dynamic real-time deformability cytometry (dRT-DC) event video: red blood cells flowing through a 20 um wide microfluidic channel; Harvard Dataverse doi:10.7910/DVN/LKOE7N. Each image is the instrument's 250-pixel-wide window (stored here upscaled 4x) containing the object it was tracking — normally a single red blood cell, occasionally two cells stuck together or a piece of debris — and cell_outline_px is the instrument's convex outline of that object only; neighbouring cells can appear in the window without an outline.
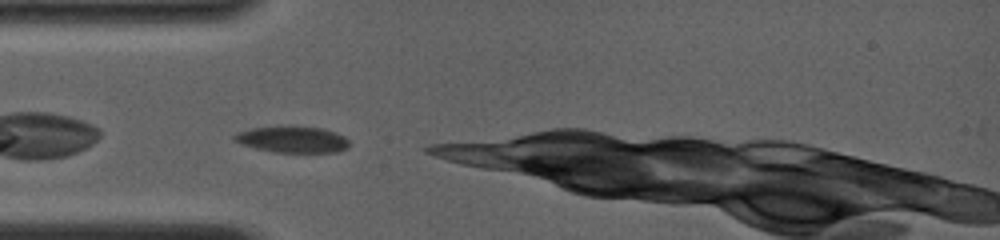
{"species": "common noctule bat (a hibernating species)", "species_latin": "Nyctalus noctula", "temperature_condition": "room temperature", "stored_images_in_passage": 3, "camera_frame_rate_fps": 4000, "um_per_image_px": 0.085, "animal": {"sex": "female", "body_mass_g": 19.0, "forearm_length_mm": 56.7}, "frame": {"image": 1, "passage_image": 1, "time_ms": 0.0, "image_size_px": [1000, 240], "cell_outline_px": [[348, 148], [336, 152], [272, 152], [256, 148], [232, 140], [232, 136], [236, 132], [252, 128], [288, 124], [292, 124], [324, 128], [336, 132], [344, 136], [348, 140]], "centroid_in_image_um": [24.85, 11.81], "position_along_channel_um": 60.2, "area_um2": 18.21}}